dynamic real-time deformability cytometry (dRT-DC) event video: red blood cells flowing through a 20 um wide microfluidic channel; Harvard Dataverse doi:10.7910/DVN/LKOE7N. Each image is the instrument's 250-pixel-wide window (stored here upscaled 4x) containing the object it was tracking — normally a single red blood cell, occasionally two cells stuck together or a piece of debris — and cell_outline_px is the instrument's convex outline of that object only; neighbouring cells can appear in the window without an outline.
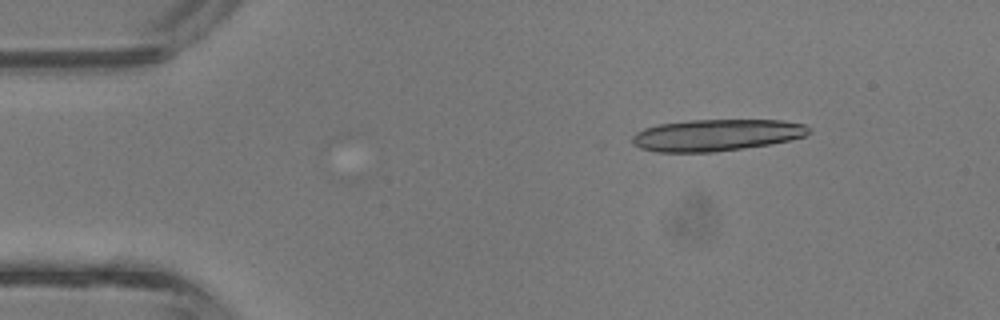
{"species": "common noctule bat (a hibernating species)", "species_latin": "Nyctalus noctula", "temperature_condition": "room temperature", "stored_images_in_passage": 7, "camera_frame_rate_fps": 3000, "um_per_image_px": 0.085, "animal": {"sex": "male", "body_mass_g": 13.3}, "frame": {"image": 1, "passage_image": 6, "time_ms": 1.667, "image_size_px": [1000, 320], "cell_outline_px": [[812, 132], [804, 136], [792, 140], [772, 144], [716, 152], [656, 152], [640, 148], [632, 144], [632, 136], [636, 132], [644, 128], [660, 124], [688, 120], [784, 120], [804, 124], [812, 128]], "centroid_in_image_um": [60.93, 11.48], "position_along_channel_um": 24.1, "area_um2": 33.0}}